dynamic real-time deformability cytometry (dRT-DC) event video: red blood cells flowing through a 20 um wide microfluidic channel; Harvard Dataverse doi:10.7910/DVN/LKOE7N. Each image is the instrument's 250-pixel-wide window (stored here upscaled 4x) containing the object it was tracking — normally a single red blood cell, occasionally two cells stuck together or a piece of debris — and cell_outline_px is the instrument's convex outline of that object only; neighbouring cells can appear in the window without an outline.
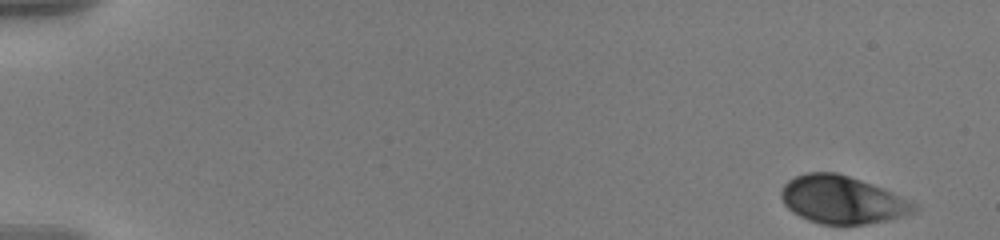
{"species": "human", "species_latin": "Homo sapiens", "temperature_condition": "warm", "stored_images_in_passage": 55, "camera_frame_rate_fps": 3000, "um_per_image_px": 0.085, "donor": {"sex": "male"}, "frame": {"image": 1, "passage_image": 1, "time_ms": 0.0, "image_size_px": [1000, 240], "cell_outline_px": [[920, 208], [912, 212], [888, 220], [864, 224], [820, 224], [808, 220], [792, 212], [784, 204], [780, 196], [780, 192], [784, 184], [788, 180], [796, 176], [808, 172], [836, 172], [884, 188], [916, 204]], "centroid_in_image_um": [71.55, 16.98], "position_along_channel_um": 13.4, "area_um2": 36.76}}
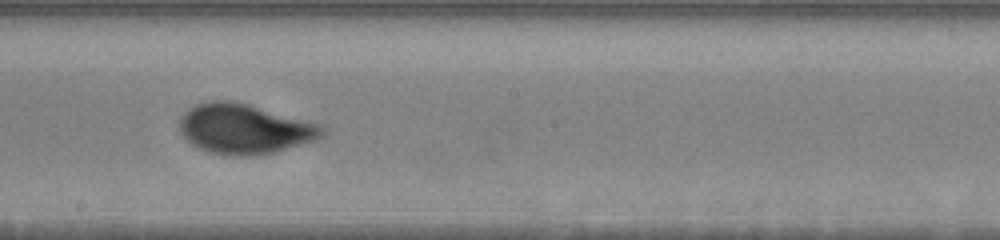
{"frame": {"image": 2, "passage_image": 32, "time_ms": 10.333, "image_size_px": [1000, 240], "cell_outline_px": [[328, 132], [324, 136], [316, 140], [272, 152], [248, 156], [236, 156], [212, 152], [200, 148], [192, 144], [180, 132], [180, 116], [188, 108], [196, 104], [208, 100], [232, 100], [248, 104], [308, 120], [320, 124]], "centroid_in_image_um": [20.8, 10.93], "position_along_channel_um": 227.4, "area_um2": 41.5}}
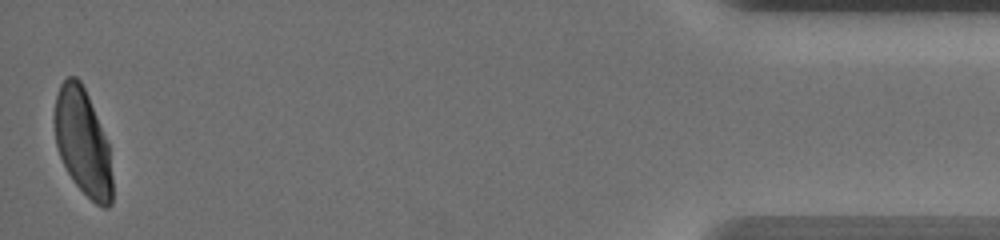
{"frame": {"image": 3, "passage_image": 55, "time_ms": 18.0, "image_size_px": [1000, 240], "cell_outline_px": [[112, 204], [108, 208], [104, 208], [96, 204], [76, 184], [68, 172], [60, 156], [56, 144], [52, 120], [56, 96], [60, 84], [68, 76], [76, 76], [80, 80], [88, 96], [108, 144], [112, 176]], "centroid_in_image_um": [7.01, 12.07], "position_along_channel_um": 428.2, "area_um2": 35.78}, "authors_computed_cell_mechanics": {"area_um2": 38.3792, "velocity_mm_per_s": 3.5808, "shape_relaxation_time_tau1_ms": 4.1029, "shape_relaxation_time_tau2_ms": null, "deformation_change_tau1": 0.1734, "deformation_change_tau2": null}}